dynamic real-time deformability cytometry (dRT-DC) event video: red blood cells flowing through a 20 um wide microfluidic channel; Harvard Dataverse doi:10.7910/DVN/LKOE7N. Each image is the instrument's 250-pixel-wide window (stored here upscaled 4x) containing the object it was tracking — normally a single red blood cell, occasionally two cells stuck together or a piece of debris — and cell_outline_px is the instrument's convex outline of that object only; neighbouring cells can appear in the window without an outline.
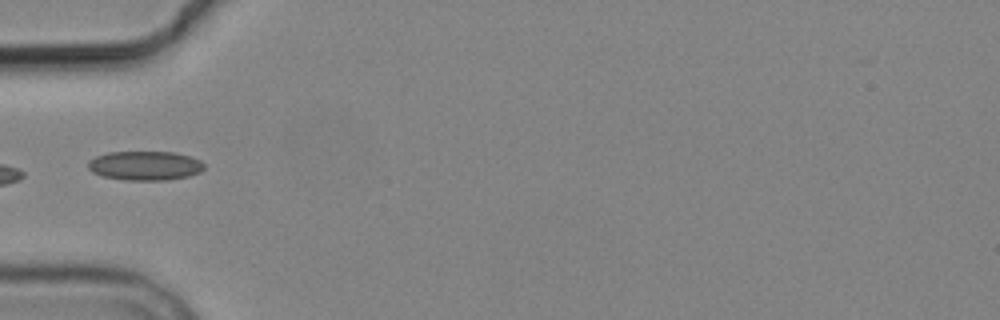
{"species": "common noctule bat (a hibernating species)", "species_latin": "Nyctalus noctula", "temperature_condition": "cold", "stored_images_in_passage": 1, "camera_frame_rate_fps": 3000, "um_per_image_px": 0.085, "animal": {"sex": "male", "body_mass_g": 19.2, "forearm_length_mm": 51.8}, "frame": {"image": 1, "passage_image": 1, "time_ms": 0.0, "image_size_px": [1000, 320], "cell_outline_px": [[204, 168], [200, 172], [188, 176], [168, 180], [124, 180], [104, 176], [92, 172], [88, 168], [88, 160], [96, 156], [108, 152], [176, 152], [200, 160], [204, 164]], "centroid_in_image_um": [12.32, 14.08], "position_along_channel_um": 72.7, "area_um2": 19.77}}